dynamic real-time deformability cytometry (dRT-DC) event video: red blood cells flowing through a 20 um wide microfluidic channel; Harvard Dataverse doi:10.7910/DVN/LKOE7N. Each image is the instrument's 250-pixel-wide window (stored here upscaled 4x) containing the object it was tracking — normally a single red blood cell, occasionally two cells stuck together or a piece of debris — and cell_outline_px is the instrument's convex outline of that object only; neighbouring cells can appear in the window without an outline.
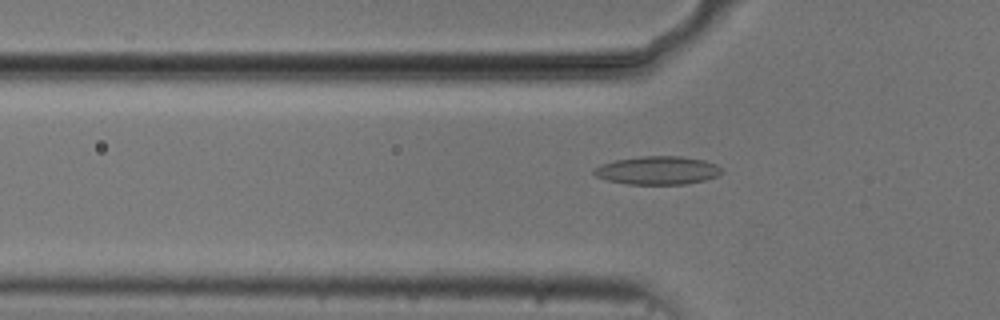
{"species": "common noctule bat (a hibernating species)", "species_latin": "Nyctalus noctula", "temperature_condition": "cold", "stored_images_in_passage": 54, "camera_frame_rate_fps": 3000, "um_per_image_px": 0.085, "animal": {"sex": "male", "body_mass_g": 20.5, "forearm_length_mm": 52.5}, "frame": {"image": 1, "passage_image": 17, "time_ms": 5.333, "image_size_px": [1000, 320], "cell_outline_px": [[724, 172], [716, 176], [704, 180], [684, 184], [628, 184], [608, 180], [596, 176], [592, 172], [592, 168], [600, 164], [616, 160], [640, 156], [680, 156], [704, 160], [716, 164], [724, 168]], "centroid_in_image_um": [55.9, 14.47], "position_along_channel_um": 69.9, "area_um2": 21.15}}
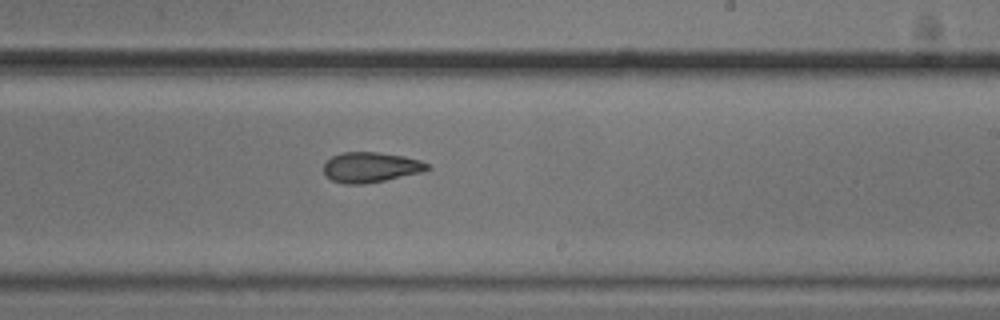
{"frame": {"image": 2, "passage_image": 32, "time_ms": 10.333, "image_size_px": [1000, 320], "cell_outline_px": [[432, 168], [424, 172], [364, 184], [344, 184], [332, 180], [324, 176], [324, 164], [332, 156], [340, 152], [376, 152], [404, 156], [420, 160], [428, 164]], "centroid_in_image_um": [31.51, 14.22], "position_along_channel_um": 257.5, "area_um2": 18.38}}
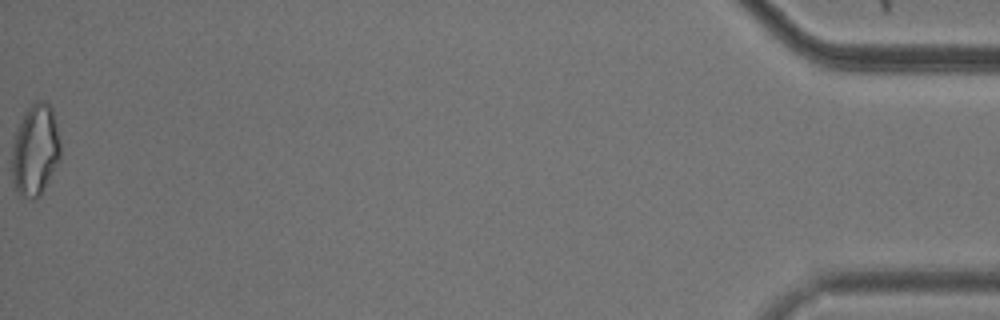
{"frame": {"image": 3, "passage_image": 54, "time_ms": 17.667, "image_size_px": [1000, 320], "cell_outline_px": [[60, 160], [40, 196], [32, 200], [20, 196], [16, 192], [12, 180], [12, 144], [16, 128], [24, 112], [36, 100], [44, 100], [52, 108], [60, 144]], "centroid_in_image_um": [2.97, 12.78], "position_along_channel_um": 432.2, "area_um2": 26.18}, "authors_computed_cell_mechanics": {"area_um2": 19.6231, "velocity_mm_per_s": 3.7346, "shape_relaxation_time_tau1_ms": null, "shape_relaxation_time_tau2_ms": 3.0072, "deformation_change_tau1": null, "deformation_change_tau2": 0.0952}}